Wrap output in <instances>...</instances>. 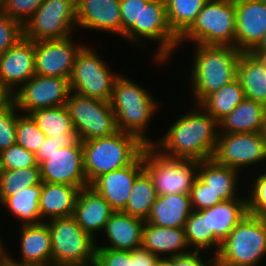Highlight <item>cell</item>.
<instances>
[{"label": "cell", "mask_w": 266, "mask_h": 266, "mask_svg": "<svg viewBox=\"0 0 266 266\" xmlns=\"http://www.w3.org/2000/svg\"><path fill=\"white\" fill-rule=\"evenodd\" d=\"M4 0H0V6L3 4Z\"/></svg>", "instance_id": "54"}, {"label": "cell", "mask_w": 266, "mask_h": 266, "mask_svg": "<svg viewBox=\"0 0 266 266\" xmlns=\"http://www.w3.org/2000/svg\"><path fill=\"white\" fill-rule=\"evenodd\" d=\"M252 185L251 196L247 199L248 214L266 218V172L258 174Z\"/></svg>", "instance_id": "45"}, {"label": "cell", "mask_w": 266, "mask_h": 266, "mask_svg": "<svg viewBox=\"0 0 266 266\" xmlns=\"http://www.w3.org/2000/svg\"><path fill=\"white\" fill-rule=\"evenodd\" d=\"M237 173V169L220 165L213 159L199 161L198 178L223 201L239 198L235 195L238 188Z\"/></svg>", "instance_id": "31"}, {"label": "cell", "mask_w": 266, "mask_h": 266, "mask_svg": "<svg viewBox=\"0 0 266 266\" xmlns=\"http://www.w3.org/2000/svg\"><path fill=\"white\" fill-rule=\"evenodd\" d=\"M261 133L266 141V114H265V119H264V124H263V130Z\"/></svg>", "instance_id": "53"}, {"label": "cell", "mask_w": 266, "mask_h": 266, "mask_svg": "<svg viewBox=\"0 0 266 266\" xmlns=\"http://www.w3.org/2000/svg\"><path fill=\"white\" fill-rule=\"evenodd\" d=\"M266 106L247 98L219 122V133L262 132Z\"/></svg>", "instance_id": "30"}, {"label": "cell", "mask_w": 266, "mask_h": 266, "mask_svg": "<svg viewBox=\"0 0 266 266\" xmlns=\"http://www.w3.org/2000/svg\"><path fill=\"white\" fill-rule=\"evenodd\" d=\"M34 75L33 41L23 38L0 55V82L12 93L17 90V84L22 86Z\"/></svg>", "instance_id": "19"}, {"label": "cell", "mask_w": 266, "mask_h": 266, "mask_svg": "<svg viewBox=\"0 0 266 266\" xmlns=\"http://www.w3.org/2000/svg\"><path fill=\"white\" fill-rule=\"evenodd\" d=\"M150 0H120L121 38L139 44L140 39V14L142 5ZM139 36V37H138Z\"/></svg>", "instance_id": "39"}, {"label": "cell", "mask_w": 266, "mask_h": 266, "mask_svg": "<svg viewBox=\"0 0 266 266\" xmlns=\"http://www.w3.org/2000/svg\"><path fill=\"white\" fill-rule=\"evenodd\" d=\"M253 53L259 57H266V33L262 42L259 46L253 51Z\"/></svg>", "instance_id": "50"}, {"label": "cell", "mask_w": 266, "mask_h": 266, "mask_svg": "<svg viewBox=\"0 0 266 266\" xmlns=\"http://www.w3.org/2000/svg\"><path fill=\"white\" fill-rule=\"evenodd\" d=\"M77 28L121 35L120 0H76Z\"/></svg>", "instance_id": "21"}, {"label": "cell", "mask_w": 266, "mask_h": 266, "mask_svg": "<svg viewBox=\"0 0 266 266\" xmlns=\"http://www.w3.org/2000/svg\"><path fill=\"white\" fill-rule=\"evenodd\" d=\"M235 48L253 52L266 33V0H235Z\"/></svg>", "instance_id": "16"}, {"label": "cell", "mask_w": 266, "mask_h": 266, "mask_svg": "<svg viewBox=\"0 0 266 266\" xmlns=\"http://www.w3.org/2000/svg\"><path fill=\"white\" fill-rule=\"evenodd\" d=\"M65 107L80 141L108 137L118 131L110 102L71 91Z\"/></svg>", "instance_id": "9"}, {"label": "cell", "mask_w": 266, "mask_h": 266, "mask_svg": "<svg viewBox=\"0 0 266 266\" xmlns=\"http://www.w3.org/2000/svg\"><path fill=\"white\" fill-rule=\"evenodd\" d=\"M144 170L143 152L130 165L98 177L91 185L114 211H123L136 177Z\"/></svg>", "instance_id": "18"}, {"label": "cell", "mask_w": 266, "mask_h": 266, "mask_svg": "<svg viewBox=\"0 0 266 266\" xmlns=\"http://www.w3.org/2000/svg\"><path fill=\"white\" fill-rule=\"evenodd\" d=\"M29 115L46 137H53L57 142H66V147L79 141L65 105L38 109Z\"/></svg>", "instance_id": "28"}, {"label": "cell", "mask_w": 266, "mask_h": 266, "mask_svg": "<svg viewBox=\"0 0 266 266\" xmlns=\"http://www.w3.org/2000/svg\"><path fill=\"white\" fill-rule=\"evenodd\" d=\"M46 223L51 235L52 266H94L96 241L73 216L51 219Z\"/></svg>", "instance_id": "6"}, {"label": "cell", "mask_w": 266, "mask_h": 266, "mask_svg": "<svg viewBox=\"0 0 266 266\" xmlns=\"http://www.w3.org/2000/svg\"><path fill=\"white\" fill-rule=\"evenodd\" d=\"M18 111L13 102L10 106L0 111V152L16 144V124Z\"/></svg>", "instance_id": "44"}, {"label": "cell", "mask_w": 266, "mask_h": 266, "mask_svg": "<svg viewBox=\"0 0 266 266\" xmlns=\"http://www.w3.org/2000/svg\"><path fill=\"white\" fill-rule=\"evenodd\" d=\"M266 255V218L247 214L221 243L216 266H256Z\"/></svg>", "instance_id": "5"}, {"label": "cell", "mask_w": 266, "mask_h": 266, "mask_svg": "<svg viewBox=\"0 0 266 266\" xmlns=\"http://www.w3.org/2000/svg\"><path fill=\"white\" fill-rule=\"evenodd\" d=\"M144 220L122 211H115L103 231L111 246H96L113 250L132 251L142 245Z\"/></svg>", "instance_id": "24"}, {"label": "cell", "mask_w": 266, "mask_h": 266, "mask_svg": "<svg viewBox=\"0 0 266 266\" xmlns=\"http://www.w3.org/2000/svg\"><path fill=\"white\" fill-rule=\"evenodd\" d=\"M115 211L110 204L92 187L80 189L73 218L77 224L93 238L94 233L103 231L107 221Z\"/></svg>", "instance_id": "22"}, {"label": "cell", "mask_w": 266, "mask_h": 266, "mask_svg": "<svg viewBox=\"0 0 266 266\" xmlns=\"http://www.w3.org/2000/svg\"><path fill=\"white\" fill-rule=\"evenodd\" d=\"M41 189L42 182L35 186L27 187L23 191L6 198L1 205L7 206L10 212L23 222V225L41 223L39 209Z\"/></svg>", "instance_id": "34"}, {"label": "cell", "mask_w": 266, "mask_h": 266, "mask_svg": "<svg viewBox=\"0 0 266 266\" xmlns=\"http://www.w3.org/2000/svg\"><path fill=\"white\" fill-rule=\"evenodd\" d=\"M195 53L191 78L198 105L207 96L236 79L242 52L232 46L198 44Z\"/></svg>", "instance_id": "3"}, {"label": "cell", "mask_w": 266, "mask_h": 266, "mask_svg": "<svg viewBox=\"0 0 266 266\" xmlns=\"http://www.w3.org/2000/svg\"><path fill=\"white\" fill-rule=\"evenodd\" d=\"M171 124L162 139L151 145L168 158L203 161L212 159L219 122L199 104ZM199 109V110H198ZM217 127V128H216Z\"/></svg>", "instance_id": "1"}, {"label": "cell", "mask_w": 266, "mask_h": 266, "mask_svg": "<svg viewBox=\"0 0 266 266\" xmlns=\"http://www.w3.org/2000/svg\"><path fill=\"white\" fill-rule=\"evenodd\" d=\"M207 1L165 0L169 27L178 38L192 26Z\"/></svg>", "instance_id": "35"}, {"label": "cell", "mask_w": 266, "mask_h": 266, "mask_svg": "<svg viewBox=\"0 0 266 266\" xmlns=\"http://www.w3.org/2000/svg\"><path fill=\"white\" fill-rule=\"evenodd\" d=\"M82 45H74L72 37L34 42L35 74L69 78Z\"/></svg>", "instance_id": "15"}, {"label": "cell", "mask_w": 266, "mask_h": 266, "mask_svg": "<svg viewBox=\"0 0 266 266\" xmlns=\"http://www.w3.org/2000/svg\"><path fill=\"white\" fill-rule=\"evenodd\" d=\"M190 200L192 210H202L213 207L223 201L219 195L213 193L198 177L191 188Z\"/></svg>", "instance_id": "46"}, {"label": "cell", "mask_w": 266, "mask_h": 266, "mask_svg": "<svg viewBox=\"0 0 266 266\" xmlns=\"http://www.w3.org/2000/svg\"><path fill=\"white\" fill-rule=\"evenodd\" d=\"M192 211L190 194L157 195L145 222L160 227L184 228Z\"/></svg>", "instance_id": "26"}, {"label": "cell", "mask_w": 266, "mask_h": 266, "mask_svg": "<svg viewBox=\"0 0 266 266\" xmlns=\"http://www.w3.org/2000/svg\"><path fill=\"white\" fill-rule=\"evenodd\" d=\"M79 191L76 186L42 182L39 201L41 219L45 216L50 220L73 216Z\"/></svg>", "instance_id": "29"}, {"label": "cell", "mask_w": 266, "mask_h": 266, "mask_svg": "<svg viewBox=\"0 0 266 266\" xmlns=\"http://www.w3.org/2000/svg\"><path fill=\"white\" fill-rule=\"evenodd\" d=\"M158 260L142 247L132 251L96 248L94 266H154Z\"/></svg>", "instance_id": "36"}, {"label": "cell", "mask_w": 266, "mask_h": 266, "mask_svg": "<svg viewBox=\"0 0 266 266\" xmlns=\"http://www.w3.org/2000/svg\"><path fill=\"white\" fill-rule=\"evenodd\" d=\"M244 98V90L236 78L207 96L199 105L220 122L224 117L230 114Z\"/></svg>", "instance_id": "33"}, {"label": "cell", "mask_w": 266, "mask_h": 266, "mask_svg": "<svg viewBox=\"0 0 266 266\" xmlns=\"http://www.w3.org/2000/svg\"><path fill=\"white\" fill-rule=\"evenodd\" d=\"M212 159L240 171L241 167L266 160V141L261 132L219 133Z\"/></svg>", "instance_id": "13"}, {"label": "cell", "mask_w": 266, "mask_h": 266, "mask_svg": "<svg viewBox=\"0 0 266 266\" xmlns=\"http://www.w3.org/2000/svg\"><path fill=\"white\" fill-rule=\"evenodd\" d=\"M188 246L184 228L160 227L144 222L141 247L159 259L186 254L190 252L187 250ZM161 254H169V256L161 257Z\"/></svg>", "instance_id": "25"}, {"label": "cell", "mask_w": 266, "mask_h": 266, "mask_svg": "<svg viewBox=\"0 0 266 266\" xmlns=\"http://www.w3.org/2000/svg\"><path fill=\"white\" fill-rule=\"evenodd\" d=\"M143 162L157 195L190 194L198 177L199 161L168 158L151 145L143 151Z\"/></svg>", "instance_id": "8"}, {"label": "cell", "mask_w": 266, "mask_h": 266, "mask_svg": "<svg viewBox=\"0 0 266 266\" xmlns=\"http://www.w3.org/2000/svg\"><path fill=\"white\" fill-rule=\"evenodd\" d=\"M43 2L44 0H4L0 10L24 25Z\"/></svg>", "instance_id": "42"}, {"label": "cell", "mask_w": 266, "mask_h": 266, "mask_svg": "<svg viewBox=\"0 0 266 266\" xmlns=\"http://www.w3.org/2000/svg\"><path fill=\"white\" fill-rule=\"evenodd\" d=\"M154 266H170V261L168 259H159Z\"/></svg>", "instance_id": "52"}, {"label": "cell", "mask_w": 266, "mask_h": 266, "mask_svg": "<svg viewBox=\"0 0 266 266\" xmlns=\"http://www.w3.org/2000/svg\"><path fill=\"white\" fill-rule=\"evenodd\" d=\"M236 78L244 90L245 98L266 106V61L253 52H242L237 65Z\"/></svg>", "instance_id": "27"}, {"label": "cell", "mask_w": 266, "mask_h": 266, "mask_svg": "<svg viewBox=\"0 0 266 266\" xmlns=\"http://www.w3.org/2000/svg\"><path fill=\"white\" fill-rule=\"evenodd\" d=\"M2 244L0 240V266H5L7 264V254Z\"/></svg>", "instance_id": "51"}, {"label": "cell", "mask_w": 266, "mask_h": 266, "mask_svg": "<svg viewBox=\"0 0 266 266\" xmlns=\"http://www.w3.org/2000/svg\"><path fill=\"white\" fill-rule=\"evenodd\" d=\"M21 261L7 255L10 266H52L51 235L48 224L21 225Z\"/></svg>", "instance_id": "20"}, {"label": "cell", "mask_w": 266, "mask_h": 266, "mask_svg": "<svg viewBox=\"0 0 266 266\" xmlns=\"http://www.w3.org/2000/svg\"><path fill=\"white\" fill-rule=\"evenodd\" d=\"M146 146L137 136L122 131L108 137L82 141L88 185L103 174L132 164Z\"/></svg>", "instance_id": "2"}, {"label": "cell", "mask_w": 266, "mask_h": 266, "mask_svg": "<svg viewBox=\"0 0 266 266\" xmlns=\"http://www.w3.org/2000/svg\"><path fill=\"white\" fill-rule=\"evenodd\" d=\"M140 37L159 42L155 60L165 62L179 44L167 21L165 0H150L142 5L140 14Z\"/></svg>", "instance_id": "17"}, {"label": "cell", "mask_w": 266, "mask_h": 266, "mask_svg": "<svg viewBox=\"0 0 266 266\" xmlns=\"http://www.w3.org/2000/svg\"><path fill=\"white\" fill-rule=\"evenodd\" d=\"M109 102L116 117L118 131L137 136L147 146L153 144L144 131L157 108V102L149 92L120 74L114 83Z\"/></svg>", "instance_id": "4"}, {"label": "cell", "mask_w": 266, "mask_h": 266, "mask_svg": "<svg viewBox=\"0 0 266 266\" xmlns=\"http://www.w3.org/2000/svg\"><path fill=\"white\" fill-rule=\"evenodd\" d=\"M156 198L157 193L154 182L149 173L144 169L136 177L127 205L122 212L146 221Z\"/></svg>", "instance_id": "32"}, {"label": "cell", "mask_w": 266, "mask_h": 266, "mask_svg": "<svg viewBox=\"0 0 266 266\" xmlns=\"http://www.w3.org/2000/svg\"><path fill=\"white\" fill-rule=\"evenodd\" d=\"M62 147H66V142H57L53 137H46L35 155H50Z\"/></svg>", "instance_id": "48"}, {"label": "cell", "mask_w": 266, "mask_h": 266, "mask_svg": "<svg viewBox=\"0 0 266 266\" xmlns=\"http://www.w3.org/2000/svg\"><path fill=\"white\" fill-rule=\"evenodd\" d=\"M235 0H208L192 26L179 38L195 44L232 46L236 33Z\"/></svg>", "instance_id": "7"}, {"label": "cell", "mask_w": 266, "mask_h": 266, "mask_svg": "<svg viewBox=\"0 0 266 266\" xmlns=\"http://www.w3.org/2000/svg\"><path fill=\"white\" fill-rule=\"evenodd\" d=\"M75 26L76 0H44L23 25L24 38L33 42L64 39L72 36Z\"/></svg>", "instance_id": "11"}, {"label": "cell", "mask_w": 266, "mask_h": 266, "mask_svg": "<svg viewBox=\"0 0 266 266\" xmlns=\"http://www.w3.org/2000/svg\"><path fill=\"white\" fill-rule=\"evenodd\" d=\"M70 92L69 78L35 74L13 96L17 109L29 115L38 109L65 105Z\"/></svg>", "instance_id": "14"}, {"label": "cell", "mask_w": 266, "mask_h": 266, "mask_svg": "<svg viewBox=\"0 0 266 266\" xmlns=\"http://www.w3.org/2000/svg\"><path fill=\"white\" fill-rule=\"evenodd\" d=\"M41 182L40 166L15 170L0 169V204L17 192Z\"/></svg>", "instance_id": "37"}, {"label": "cell", "mask_w": 266, "mask_h": 266, "mask_svg": "<svg viewBox=\"0 0 266 266\" xmlns=\"http://www.w3.org/2000/svg\"><path fill=\"white\" fill-rule=\"evenodd\" d=\"M200 251H190L186 254L176 255L171 258H167L170 261V266H216V256L214 255L209 259V263L202 261L201 256H199ZM211 263V264H210Z\"/></svg>", "instance_id": "47"}, {"label": "cell", "mask_w": 266, "mask_h": 266, "mask_svg": "<svg viewBox=\"0 0 266 266\" xmlns=\"http://www.w3.org/2000/svg\"><path fill=\"white\" fill-rule=\"evenodd\" d=\"M24 38L23 25L0 10V55Z\"/></svg>", "instance_id": "43"}, {"label": "cell", "mask_w": 266, "mask_h": 266, "mask_svg": "<svg viewBox=\"0 0 266 266\" xmlns=\"http://www.w3.org/2000/svg\"><path fill=\"white\" fill-rule=\"evenodd\" d=\"M46 139L36 122L28 114L17 116L16 144L24 147L29 152L37 153L40 145Z\"/></svg>", "instance_id": "40"}, {"label": "cell", "mask_w": 266, "mask_h": 266, "mask_svg": "<svg viewBox=\"0 0 266 266\" xmlns=\"http://www.w3.org/2000/svg\"><path fill=\"white\" fill-rule=\"evenodd\" d=\"M13 102V93L0 82V111L10 106Z\"/></svg>", "instance_id": "49"}, {"label": "cell", "mask_w": 266, "mask_h": 266, "mask_svg": "<svg viewBox=\"0 0 266 266\" xmlns=\"http://www.w3.org/2000/svg\"><path fill=\"white\" fill-rule=\"evenodd\" d=\"M39 166L36 155L20 145H12L0 152V169L15 170Z\"/></svg>", "instance_id": "41"}, {"label": "cell", "mask_w": 266, "mask_h": 266, "mask_svg": "<svg viewBox=\"0 0 266 266\" xmlns=\"http://www.w3.org/2000/svg\"><path fill=\"white\" fill-rule=\"evenodd\" d=\"M40 166L41 180L48 183L88 187L84 169L82 141L73 146L62 147L50 155H36Z\"/></svg>", "instance_id": "12"}, {"label": "cell", "mask_w": 266, "mask_h": 266, "mask_svg": "<svg viewBox=\"0 0 266 266\" xmlns=\"http://www.w3.org/2000/svg\"><path fill=\"white\" fill-rule=\"evenodd\" d=\"M185 234L192 250L204 251L214 248V233H207L206 208L193 210L185 223Z\"/></svg>", "instance_id": "38"}, {"label": "cell", "mask_w": 266, "mask_h": 266, "mask_svg": "<svg viewBox=\"0 0 266 266\" xmlns=\"http://www.w3.org/2000/svg\"><path fill=\"white\" fill-rule=\"evenodd\" d=\"M91 49L83 46L77 53L69 77L71 91L109 102L114 83L120 74H113L101 57Z\"/></svg>", "instance_id": "10"}, {"label": "cell", "mask_w": 266, "mask_h": 266, "mask_svg": "<svg viewBox=\"0 0 266 266\" xmlns=\"http://www.w3.org/2000/svg\"><path fill=\"white\" fill-rule=\"evenodd\" d=\"M248 214L247 199L235 198L206 208L207 233H214V254L235 226Z\"/></svg>", "instance_id": "23"}]
</instances>
